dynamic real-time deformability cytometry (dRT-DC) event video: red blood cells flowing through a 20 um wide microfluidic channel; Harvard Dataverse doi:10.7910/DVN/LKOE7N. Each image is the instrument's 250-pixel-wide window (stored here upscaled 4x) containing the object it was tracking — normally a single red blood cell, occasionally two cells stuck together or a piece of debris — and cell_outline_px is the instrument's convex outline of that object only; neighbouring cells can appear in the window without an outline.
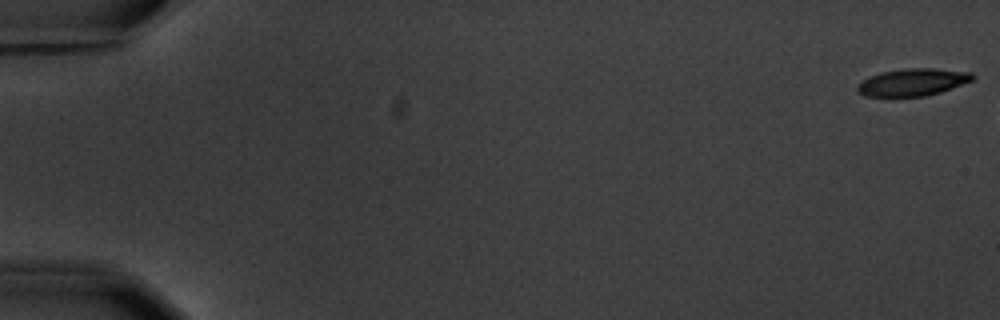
{"species": "common noctule bat (a hibernating species)", "species_latin": "Nyctalus noctula", "temperature_condition": "warm", "stored_images_in_passage": 9, "camera_frame_rate_fps": 3000, "um_per_image_px": 0.085, "animal": {"sex": "male", "body_mass_g": 20.1, "forearm_length_mm": 53.5}, "frame": {"image": 1, "passage_image": 1, "time_ms": 0.0, "image_size_px": [1000, 320], "cell_outline_px": [[976, 76], [972, 80], [940, 92], [924, 96], [864, 96], [856, 88], [856, 84], [868, 76], [880, 72], [912, 68], [932, 68], [972, 72]], "centroid_in_image_um": [77.56, 6.98], "position_along_channel_um": 7.4, "area_um2": 18.21}}
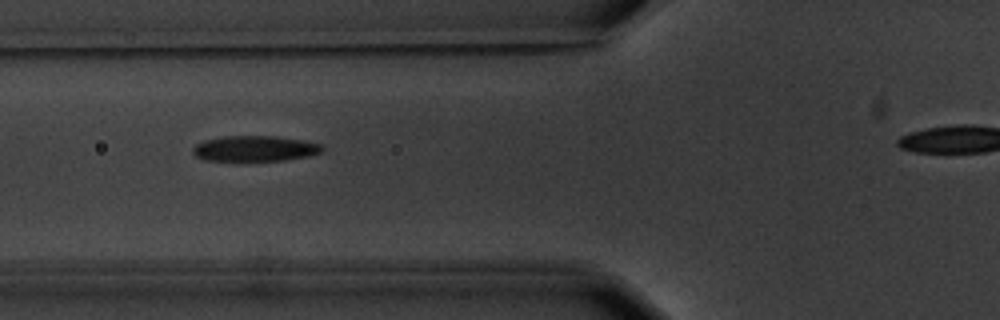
{"frame": {"image": 2, "passage_image": 7, "time_ms": 7.333, "image_size_px": [1000, 320], "cell_outline_px": [[324, 148], [320, 152], [308, 156], [284, 160], [232, 164], [204, 160], [196, 156], [192, 152], [192, 148], [196, 144], [204, 140], [224, 136], [276, 136], [304, 140], [320, 144]], "centroid_in_image_um": [21.58, 12.68], "position_along_channel_um": 104.2, "area_um2": 20.29}}